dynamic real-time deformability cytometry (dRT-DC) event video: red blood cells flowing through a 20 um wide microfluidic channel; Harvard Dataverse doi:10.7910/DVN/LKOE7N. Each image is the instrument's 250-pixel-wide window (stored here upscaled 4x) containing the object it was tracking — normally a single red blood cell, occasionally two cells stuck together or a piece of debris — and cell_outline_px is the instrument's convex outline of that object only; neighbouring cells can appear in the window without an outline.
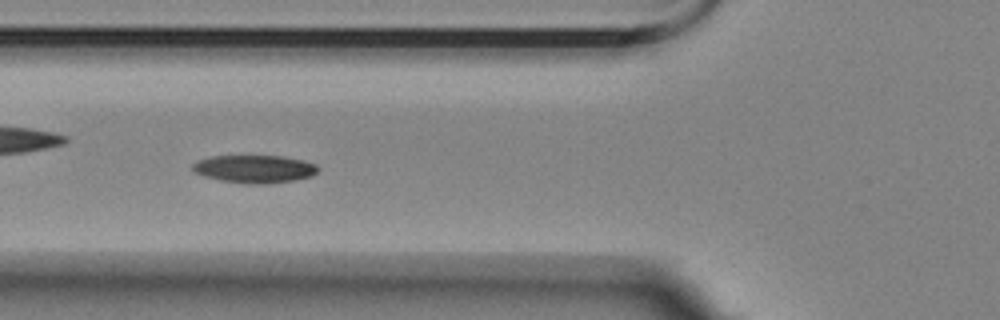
{"species": "Egyptian fruit bat (a non-hibernating species)", "species_latin": "Rousettus aegyptiacus", "temperature_condition": "room temperature", "stored_images_in_passage": 56, "camera_frame_rate_fps": 3000, "um_per_image_px": 0.085, "animal": {"sex": "female"}, "frame": {"image": 1, "passage_image": 20, "time_ms": 6.333, "image_size_px": [1000, 320], "cell_outline_px": [[320, 168], [312, 176], [296, 180], [264, 184], [244, 184], [220, 180], [204, 176], [192, 172], [192, 164], [196, 160], [212, 156], [280, 156], [300, 160], [316, 164]], "centroid_in_image_um": [21.59, 14.37], "position_along_channel_um": 104.2, "area_um2": 20.46}}
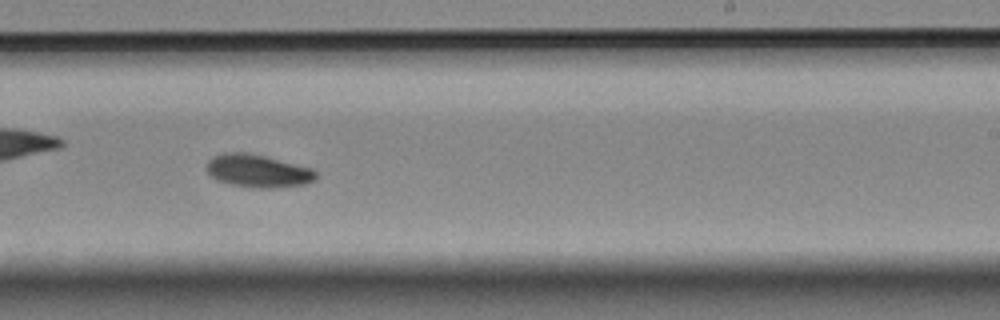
{"frame": {"image": 2, "passage_image": 34, "time_ms": 11.0, "image_size_px": [1000, 320], "cell_outline_px": [[316, 180], [308, 184], [276, 188], [256, 188], [228, 184], [216, 180], [204, 168], [208, 160], [212, 156], [224, 152], [244, 152], [264, 156], [312, 168], [316, 172]], "centroid_in_image_um": [21.9, 14.54], "position_along_channel_um": 267.1, "area_um2": 21.21}}
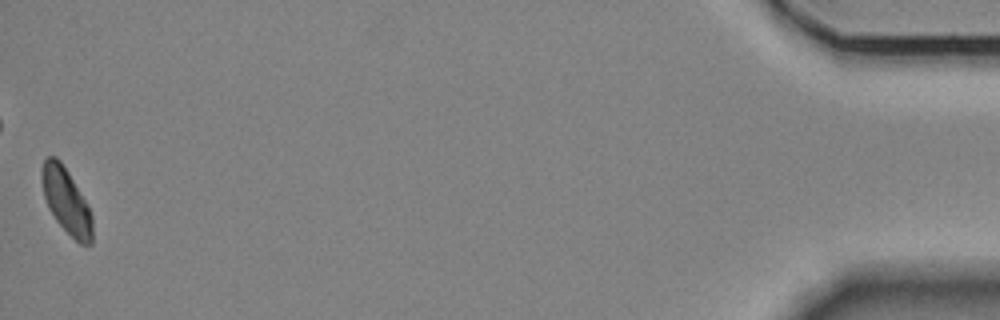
{"frame": {"image": 3, "passage_image": 56, "time_ms": 18.333, "image_size_px": [1000, 320], "cell_outline_px": [[92, 244], [80, 244], [56, 220], [48, 208], [44, 196], [40, 176], [40, 172], [44, 160], [48, 156], [56, 156], [60, 160], [68, 172], [84, 200], [92, 216]], "centroid_in_image_um": [5.6, 17.05], "position_along_channel_um": 429.6, "area_um2": 18.9}, "authors_computed_cell_mechanics": {"area_um2": 19.941, "velocity_mm_per_s": 3.4856, "shape_relaxation_time_tau1_ms": 5.4626, "shape_relaxation_time_tau2_ms": null, "deformation_change_tau1": 0.1306, "deformation_change_tau2": null}}